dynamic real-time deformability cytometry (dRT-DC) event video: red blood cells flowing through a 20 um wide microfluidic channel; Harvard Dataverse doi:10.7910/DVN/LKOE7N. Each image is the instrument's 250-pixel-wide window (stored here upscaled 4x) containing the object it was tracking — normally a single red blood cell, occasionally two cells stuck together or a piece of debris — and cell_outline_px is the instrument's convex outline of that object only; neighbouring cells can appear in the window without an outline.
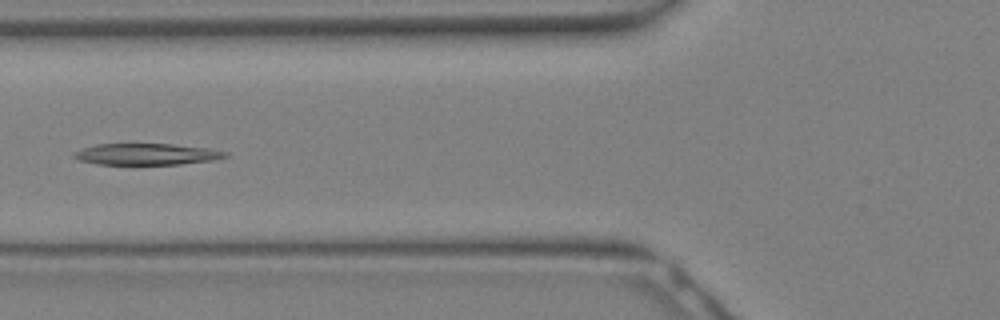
{"species": "Egyptian fruit bat (a non-hibernating species)", "species_latin": "Rousettus aegyptiacus", "temperature_condition": "warm", "stored_images_in_passage": 13, "camera_frame_rate_fps": 3000, "um_per_image_px": 0.085, "animal": {"sex": "female"}, "frame": {"image": 1, "passage_image": 5, "time_ms": 1.333, "image_size_px": [1000, 320], "cell_outline_px": [[228, 156], [212, 160], [180, 164], [96, 164], [80, 160], [72, 156], [72, 152], [96, 144], [172, 144], [204, 148], [228, 152]], "centroid_in_image_um": [12.41, 13.1], "position_along_channel_um": 113.4, "area_um2": 18.61}}
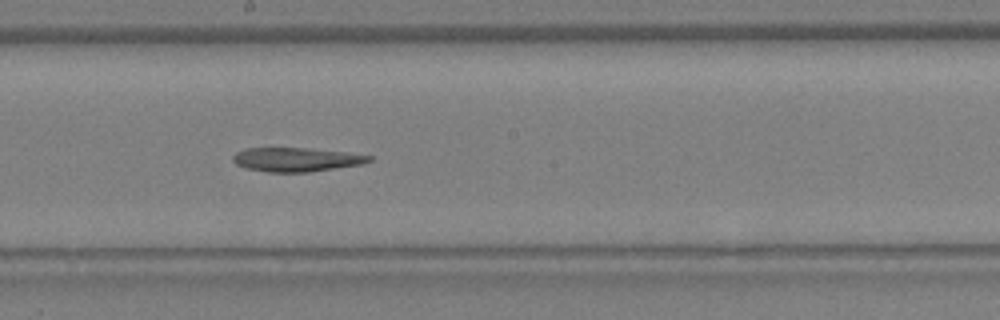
{"frame": {"image": 2, "passage_image": 10, "time_ms": 3.0, "image_size_px": [1000, 320], "cell_outline_px": [[372, 160], [364, 164], [308, 172], [268, 172], [248, 168], [236, 164], [232, 160], [232, 156], [236, 152], [244, 148], [308, 148], [348, 152], [372, 156]], "centroid_in_image_um": [25.2, 13.55], "position_along_channel_um": 223.0, "area_um2": 19.07}}
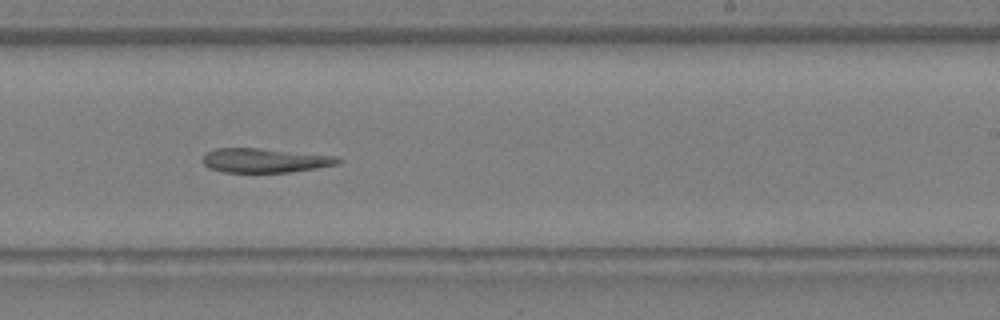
{"frame": {"image": 3, "passage_image": 12, "time_ms": 3.667, "image_size_px": [1000, 320], "cell_outline_px": [[340, 160], [336, 164], [316, 168], [292, 172], [224, 172], [208, 168], [204, 164], [204, 156], [208, 152], [216, 148], [260, 148], [340, 156]], "centroid_in_image_um": [22.53, 13.63], "position_along_channel_um": 266.5, "area_um2": 19.07}}